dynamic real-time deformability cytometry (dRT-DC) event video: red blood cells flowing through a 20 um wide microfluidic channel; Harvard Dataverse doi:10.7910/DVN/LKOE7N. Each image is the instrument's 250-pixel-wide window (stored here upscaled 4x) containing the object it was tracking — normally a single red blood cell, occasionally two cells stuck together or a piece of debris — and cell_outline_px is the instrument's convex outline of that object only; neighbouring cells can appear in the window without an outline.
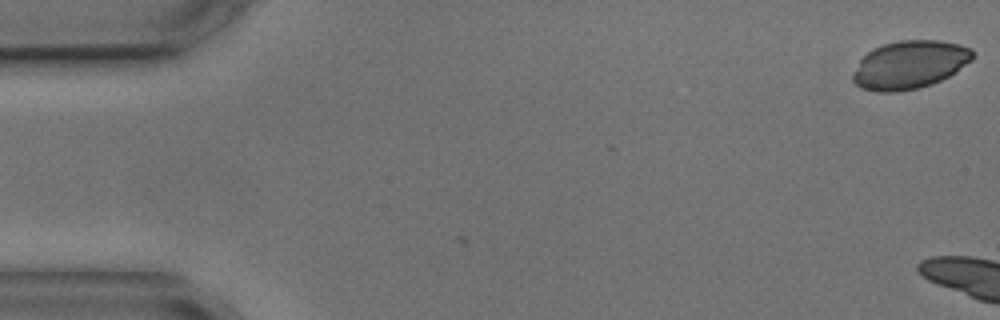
{"species": "common noctule bat (a hibernating species)", "species_latin": "Nyctalus noctula", "temperature_condition": "cold", "stored_images_in_passage": 2, "segment_of_instrument_passage": [2, 2], "camera_frame_rate_fps": 3000, "um_per_image_px": 0.085, "animal": {"sex": "male", "body_mass_g": 17.9, "forearm_length_mm": 54.2}, "frame": {"image": 1, "passage_image": 2, "time_ms": 1.0, "image_size_px": [1000, 320], "cell_outline_px": [[976, 56], [972, 60], [956, 72], [932, 84], [916, 88], [896, 92], [876, 92], [860, 88], [852, 80], [852, 76], [860, 60], [868, 52], [884, 44], [900, 40], [940, 40], [960, 44], [972, 48], [976, 52]], "centroid_in_image_um": [77.36, 5.5], "position_along_channel_um": 7.6, "area_um2": 33.7}}